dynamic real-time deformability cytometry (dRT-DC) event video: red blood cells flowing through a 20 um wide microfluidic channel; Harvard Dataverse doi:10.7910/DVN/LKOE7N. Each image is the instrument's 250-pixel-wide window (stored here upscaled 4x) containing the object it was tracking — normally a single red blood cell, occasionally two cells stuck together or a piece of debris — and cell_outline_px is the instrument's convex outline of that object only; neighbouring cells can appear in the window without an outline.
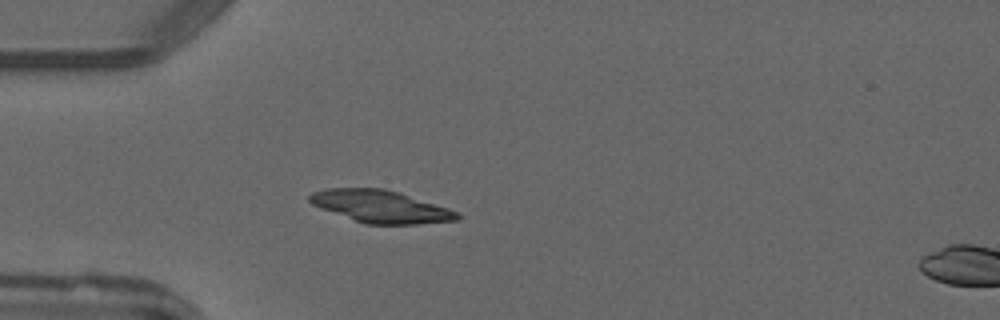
{"species": "common noctule bat (a hibernating species)", "species_latin": "Nyctalus noctula", "temperature_condition": "warm", "stored_images_in_passage": 5, "camera_frame_rate_fps": 3000, "um_per_image_px": 0.085, "animal": {"sex": "male", "forearm_length_mm": 52.5}, "frame": {"image": 1, "passage_image": 4, "time_ms": 4.0, "image_size_px": [1000, 320], "cell_outline_px": [[460, 220], [416, 224], [364, 224], [320, 208], [312, 204], [308, 200], [308, 196], [312, 192], [328, 188], [384, 188], [400, 192], [460, 212]], "centroid_in_image_um": [32.36, 17.55], "position_along_channel_um": 52.6, "area_um2": 27.98}}